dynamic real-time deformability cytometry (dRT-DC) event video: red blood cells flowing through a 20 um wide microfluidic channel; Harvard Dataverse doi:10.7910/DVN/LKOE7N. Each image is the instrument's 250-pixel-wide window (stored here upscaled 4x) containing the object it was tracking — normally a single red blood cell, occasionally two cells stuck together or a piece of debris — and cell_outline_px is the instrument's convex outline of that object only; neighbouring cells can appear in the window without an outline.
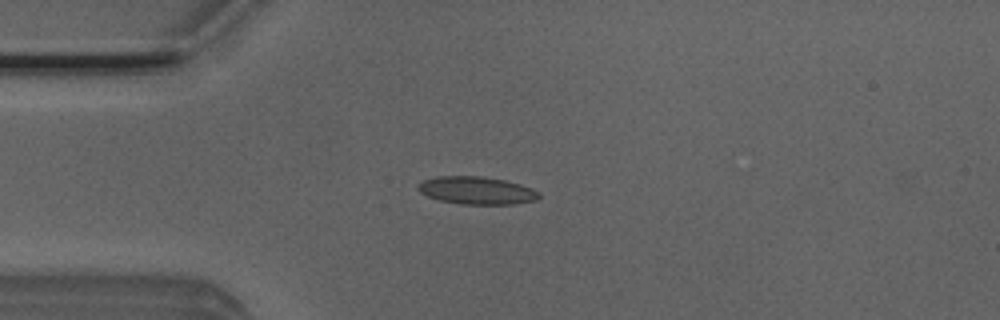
{"species": "Egyptian fruit bat (a non-hibernating species)", "species_latin": "Rousettus aegyptiacus", "temperature_condition": "room temperature", "stored_images_in_passage": 3, "camera_frame_rate_fps": 3000, "um_per_image_px": 0.085, "animal": {"sex": "male"}, "frame": {"image": 1, "passage_image": 3, "time_ms": 0.667, "image_size_px": [1000, 320], "cell_outline_px": [[540, 196], [536, 200], [512, 204], [460, 204], [440, 200], [428, 196], [420, 192], [416, 188], [424, 180], [436, 176], [484, 176], [504, 180], [520, 184], [532, 188], [540, 192]], "centroid_in_image_um": [40.53, 16.18], "position_along_channel_um": 44.5, "area_um2": 19.48}}